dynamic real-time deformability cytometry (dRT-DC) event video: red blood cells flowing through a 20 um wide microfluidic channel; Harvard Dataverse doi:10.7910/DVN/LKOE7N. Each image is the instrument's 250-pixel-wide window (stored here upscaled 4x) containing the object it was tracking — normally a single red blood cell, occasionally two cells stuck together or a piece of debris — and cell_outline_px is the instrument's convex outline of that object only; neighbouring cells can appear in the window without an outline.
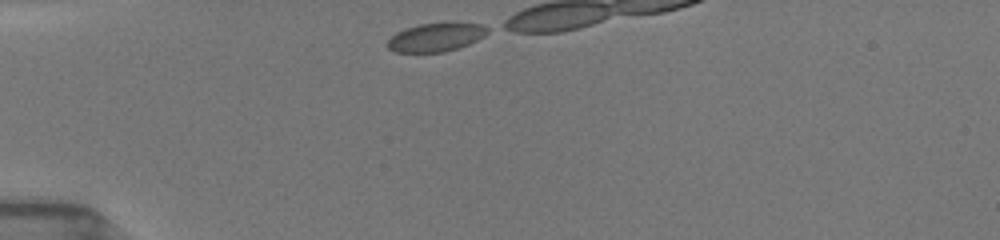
{"species": "common noctule bat (a hibernating species)", "species_latin": "Nyctalus noctula", "temperature_condition": "room temperature", "stored_images_in_passage": 10, "camera_frame_rate_fps": 3000, "um_per_image_px": 0.085, "animal": {"sex": "female", "body_mass_g": 19.5, "forearm_length_mm": 54.1}, "frame": {"image": 1, "passage_image": 1, "time_ms": 0.0, "image_size_px": [1000, 240], "cell_outline_px": [[488, 32], [484, 36], [468, 44], [444, 52], [396, 52], [388, 48], [388, 40], [396, 32], [404, 28], [420, 24], [444, 20], [456, 20], [480, 24], [488, 28]], "centroid_in_image_um": [37.08, 3.1], "position_along_channel_um": 47.9, "area_um2": 17.17}}